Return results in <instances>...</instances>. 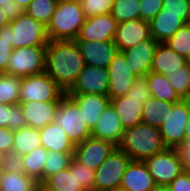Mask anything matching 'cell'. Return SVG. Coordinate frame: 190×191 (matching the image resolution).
Returning a JSON list of instances; mask_svg holds the SVG:
<instances>
[{"label": "cell", "mask_w": 190, "mask_h": 191, "mask_svg": "<svg viewBox=\"0 0 190 191\" xmlns=\"http://www.w3.org/2000/svg\"><path fill=\"white\" fill-rule=\"evenodd\" d=\"M145 78L148 82L151 97L170 103H177L182 100L179 94L168 83L165 75L150 72Z\"/></svg>", "instance_id": "27"}, {"label": "cell", "mask_w": 190, "mask_h": 191, "mask_svg": "<svg viewBox=\"0 0 190 191\" xmlns=\"http://www.w3.org/2000/svg\"><path fill=\"white\" fill-rule=\"evenodd\" d=\"M40 188V183L26 173H2L0 191H38Z\"/></svg>", "instance_id": "28"}, {"label": "cell", "mask_w": 190, "mask_h": 191, "mask_svg": "<svg viewBox=\"0 0 190 191\" xmlns=\"http://www.w3.org/2000/svg\"><path fill=\"white\" fill-rule=\"evenodd\" d=\"M185 141H190V111L189 116L187 118V126L185 129Z\"/></svg>", "instance_id": "51"}, {"label": "cell", "mask_w": 190, "mask_h": 191, "mask_svg": "<svg viewBox=\"0 0 190 191\" xmlns=\"http://www.w3.org/2000/svg\"><path fill=\"white\" fill-rule=\"evenodd\" d=\"M84 63L90 66L108 68L109 64L118 53V48L113 41L77 42Z\"/></svg>", "instance_id": "17"}, {"label": "cell", "mask_w": 190, "mask_h": 191, "mask_svg": "<svg viewBox=\"0 0 190 191\" xmlns=\"http://www.w3.org/2000/svg\"><path fill=\"white\" fill-rule=\"evenodd\" d=\"M109 74L107 68L86 65L66 94L108 95Z\"/></svg>", "instance_id": "11"}, {"label": "cell", "mask_w": 190, "mask_h": 191, "mask_svg": "<svg viewBox=\"0 0 190 191\" xmlns=\"http://www.w3.org/2000/svg\"><path fill=\"white\" fill-rule=\"evenodd\" d=\"M3 153L0 152V167H2Z\"/></svg>", "instance_id": "55"}, {"label": "cell", "mask_w": 190, "mask_h": 191, "mask_svg": "<svg viewBox=\"0 0 190 191\" xmlns=\"http://www.w3.org/2000/svg\"><path fill=\"white\" fill-rule=\"evenodd\" d=\"M153 191H169L167 187H161V186H158L156 187Z\"/></svg>", "instance_id": "54"}, {"label": "cell", "mask_w": 190, "mask_h": 191, "mask_svg": "<svg viewBox=\"0 0 190 191\" xmlns=\"http://www.w3.org/2000/svg\"><path fill=\"white\" fill-rule=\"evenodd\" d=\"M158 42L150 37L135 47L128 48L122 53L125 56L130 71L135 76H146L151 72L152 60L158 46Z\"/></svg>", "instance_id": "16"}, {"label": "cell", "mask_w": 190, "mask_h": 191, "mask_svg": "<svg viewBox=\"0 0 190 191\" xmlns=\"http://www.w3.org/2000/svg\"><path fill=\"white\" fill-rule=\"evenodd\" d=\"M178 151L183 161L184 171L190 173V141H185Z\"/></svg>", "instance_id": "48"}, {"label": "cell", "mask_w": 190, "mask_h": 191, "mask_svg": "<svg viewBox=\"0 0 190 191\" xmlns=\"http://www.w3.org/2000/svg\"><path fill=\"white\" fill-rule=\"evenodd\" d=\"M147 100L135 99L124 95L110 99V103L118 114L122 127L126 129L142 122L143 104Z\"/></svg>", "instance_id": "21"}, {"label": "cell", "mask_w": 190, "mask_h": 191, "mask_svg": "<svg viewBox=\"0 0 190 191\" xmlns=\"http://www.w3.org/2000/svg\"><path fill=\"white\" fill-rule=\"evenodd\" d=\"M163 7V0H140V19L150 22Z\"/></svg>", "instance_id": "44"}, {"label": "cell", "mask_w": 190, "mask_h": 191, "mask_svg": "<svg viewBox=\"0 0 190 191\" xmlns=\"http://www.w3.org/2000/svg\"><path fill=\"white\" fill-rule=\"evenodd\" d=\"M0 8L4 12L8 21L16 19L19 15L25 12V10L17 4L1 6Z\"/></svg>", "instance_id": "49"}, {"label": "cell", "mask_w": 190, "mask_h": 191, "mask_svg": "<svg viewBox=\"0 0 190 191\" xmlns=\"http://www.w3.org/2000/svg\"><path fill=\"white\" fill-rule=\"evenodd\" d=\"M26 126L20 104L7 105L0 103V127H8L13 131Z\"/></svg>", "instance_id": "33"}, {"label": "cell", "mask_w": 190, "mask_h": 191, "mask_svg": "<svg viewBox=\"0 0 190 191\" xmlns=\"http://www.w3.org/2000/svg\"><path fill=\"white\" fill-rule=\"evenodd\" d=\"M86 16L79 0H60L51 21L46 27L49 41L75 40Z\"/></svg>", "instance_id": "3"}, {"label": "cell", "mask_w": 190, "mask_h": 191, "mask_svg": "<svg viewBox=\"0 0 190 191\" xmlns=\"http://www.w3.org/2000/svg\"><path fill=\"white\" fill-rule=\"evenodd\" d=\"M74 153L48 152L43 168V182L58 171L68 168Z\"/></svg>", "instance_id": "37"}, {"label": "cell", "mask_w": 190, "mask_h": 191, "mask_svg": "<svg viewBox=\"0 0 190 191\" xmlns=\"http://www.w3.org/2000/svg\"><path fill=\"white\" fill-rule=\"evenodd\" d=\"M123 132L124 128L120 123L118 114L112 104L109 103L92 129L91 137L109 141L118 146L122 140Z\"/></svg>", "instance_id": "18"}, {"label": "cell", "mask_w": 190, "mask_h": 191, "mask_svg": "<svg viewBox=\"0 0 190 191\" xmlns=\"http://www.w3.org/2000/svg\"><path fill=\"white\" fill-rule=\"evenodd\" d=\"M40 186L43 191H84L75 178V158L68 168L50 175Z\"/></svg>", "instance_id": "26"}, {"label": "cell", "mask_w": 190, "mask_h": 191, "mask_svg": "<svg viewBox=\"0 0 190 191\" xmlns=\"http://www.w3.org/2000/svg\"><path fill=\"white\" fill-rule=\"evenodd\" d=\"M60 101H31L19 103L22 107L26 126L41 129L54 121Z\"/></svg>", "instance_id": "20"}, {"label": "cell", "mask_w": 190, "mask_h": 191, "mask_svg": "<svg viewBox=\"0 0 190 191\" xmlns=\"http://www.w3.org/2000/svg\"><path fill=\"white\" fill-rule=\"evenodd\" d=\"M117 147L133 161H144L168 148L164 143L160 128L142 122L124 129L122 140Z\"/></svg>", "instance_id": "2"}, {"label": "cell", "mask_w": 190, "mask_h": 191, "mask_svg": "<svg viewBox=\"0 0 190 191\" xmlns=\"http://www.w3.org/2000/svg\"><path fill=\"white\" fill-rule=\"evenodd\" d=\"M116 0H79L86 18L111 13Z\"/></svg>", "instance_id": "40"}, {"label": "cell", "mask_w": 190, "mask_h": 191, "mask_svg": "<svg viewBox=\"0 0 190 191\" xmlns=\"http://www.w3.org/2000/svg\"><path fill=\"white\" fill-rule=\"evenodd\" d=\"M107 70L109 74V99L124 96L130 90L136 76L130 71V66L122 52L118 51Z\"/></svg>", "instance_id": "14"}, {"label": "cell", "mask_w": 190, "mask_h": 191, "mask_svg": "<svg viewBox=\"0 0 190 191\" xmlns=\"http://www.w3.org/2000/svg\"><path fill=\"white\" fill-rule=\"evenodd\" d=\"M189 1L188 0H163L162 14L181 15V20L189 23Z\"/></svg>", "instance_id": "41"}, {"label": "cell", "mask_w": 190, "mask_h": 191, "mask_svg": "<svg viewBox=\"0 0 190 191\" xmlns=\"http://www.w3.org/2000/svg\"><path fill=\"white\" fill-rule=\"evenodd\" d=\"M17 4L14 0H0V7Z\"/></svg>", "instance_id": "53"}, {"label": "cell", "mask_w": 190, "mask_h": 191, "mask_svg": "<svg viewBox=\"0 0 190 191\" xmlns=\"http://www.w3.org/2000/svg\"><path fill=\"white\" fill-rule=\"evenodd\" d=\"M75 178L84 191H94L95 170L75 159Z\"/></svg>", "instance_id": "42"}, {"label": "cell", "mask_w": 190, "mask_h": 191, "mask_svg": "<svg viewBox=\"0 0 190 191\" xmlns=\"http://www.w3.org/2000/svg\"><path fill=\"white\" fill-rule=\"evenodd\" d=\"M117 24L111 13L86 18L75 41H113L116 35Z\"/></svg>", "instance_id": "12"}, {"label": "cell", "mask_w": 190, "mask_h": 191, "mask_svg": "<svg viewBox=\"0 0 190 191\" xmlns=\"http://www.w3.org/2000/svg\"><path fill=\"white\" fill-rule=\"evenodd\" d=\"M12 33H10L13 49L19 47L47 46L49 39L46 26L35 20L26 12L16 19L9 21Z\"/></svg>", "instance_id": "7"}, {"label": "cell", "mask_w": 190, "mask_h": 191, "mask_svg": "<svg viewBox=\"0 0 190 191\" xmlns=\"http://www.w3.org/2000/svg\"><path fill=\"white\" fill-rule=\"evenodd\" d=\"M80 107L87 122V126L92 131L99 116L110 103L108 95L100 94H67Z\"/></svg>", "instance_id": "22"}, {"label": "cell", "mask_w": 190, "mask_h": 191, "mask_svg": "<svg viewBox=\"0 0 190 191\" xmlns=\"http://www.w3.org/2000/svg\"><path fill=\"white\" fill-rule=\"evenodd\" d=\"M116 147L109 141L90 137L75 145L73 157L86 167L96 170Z\"/></svg>", "instance_id": "13"}, {"label": "cell", "mask_w": 190, "mask_h": 191, "mask_svg": "<svg viewBox=\"0 0 190 191\" xmlns=\"http://www.w3.org/2000/svg\"><path fill=\"white\" fill-rule=\"evenodd\" d=\"M166 80L182 99H190V64L166 75Z\"/></svg>", "instance_id": "36"}, {"label": "cell", "mask_w": 190, "mask_h": 191, "mask_svg": "<svg viewBox=\"0 0 190 191\" xmlns=\"http://www.w3.org/2000/svg\"><path fill=\"white\" fill-rule=\"evenodd\" d=\"M187 63L190 64V54H189L188 57H187Z\"/></svg>", "instance_id": "57"}, {"label": "cell", "mask_w": 190, "mask_h": 191, "mask_svg": "<svg viewBox=\"0 0 190 191\" xmlns=\"http://www.w3.org/2000/svg\"><path fill=\"white\" fill-rule=\"evenodd\" d=\"M2 173H3V168L0 167V181H1Z\"/></svg>", "instance_id": "56"}, {"label": "cell", "mask_w": 190, "mask_h": 191, "mask_svg": "<svg viewBox=\"0 0 190 191\" xmlns=\"http://www.w3.org/2000/svg\"><path fill=\"white\" fill-rule=\"evenodd\" d=\"M53 122L65 131L74 145L91 137V130L87 126L82 110L67 94L61 98Z\"/></svg>", "instance_id": "4"}, {"label": "cell", "mask_w": 190, "mask_h": 191, "mask_svg": "<svg viewBox=\"0 0 190 191\" xmlns=\"http://www.w3.org/2000/svg\"><path fill=\"white\" fill-rule=\"evenodd\" d=\"M166 187L169 191H190V173L183 171Z\"/></svg>", "instance_id": "46"}, {"label": "cell", "mask_w": 190, "mask_h": 191, "mask_svg": "<svg viewBox=\"0 0 190 191\" xmlns=\"http://www.w3.org/2000/svg\"><path fill=\"white\" fill-rule=\"evenodd\" d=\"M125 96L135 99H149L150 91L146 78L144 76H136L132 82L130 90L125 94Z\"/></svg>", "instance_id": "45"}, {"label": "cell", "mask_w": 190, "mask_h": 191, "mask_svg": "<svg viewBox=\"0 0 190 191\" xmlns=\"http://www.w3.org/2000/svg\"><path fill=\"white\" fill-rule=\"evenodd\" d=\"M85 66L75 40L49 41L46 48L45 72L67 92Z\"/></svg>", "instance_id": "1"}, {"label": "cell", "mask_w": 190, "mask_h": 191, "mask_svg": "<svg viewBox=\"0 0 190 191\" xmlns=\"http://www.w3.org/2000/svg\"><path fill=\"white\" fill-rule=\"evenodd\" d=\"M174 103L165 102L151 97L143 104L142 123L149 124L152 127L160 128L162 119L172 110Z\"/></svg>", "instance_id": "30"}, {"label": "cell", "mask_w": 190, "mask_h": 191, "mask_svg": "<svg viewBox=\"0 0 190 191\" xmlns=\"http://www.w3.org/2000/svg\"><path fill=\"white\" fill-rule=\"evenodd\" d=\"M164 44L187 59L190 54V24L181 27Z\"/></svg>", "instance_id": "38"}, {"label": "cell", "mask_w": 190, "mask_h": 191, "mask_svg": "<svg viewBox=\"0 0 190 191\" xmlns=\"http://www.w3.org/2000/svg\"><path fill=\"white\" fill-rule=\"evenodd\" d=\"M111 15L121 23L140 18V0H116Z\"/></svg>", "instance_id": "34"}, {"label": "cell", "mask_w": 190, "mask_h": 191, "mask_svg": "<svg viewBox=\"0 0 190 191\" xmlns=\"http://www.w3.org/2000/svg\"><path fill=\"white\" fill-rule=\"evenodd\" d=\"M58 1L56 0H33L25 12L35 20L47 27L55 12Z\"/></svg>", "instance_id": "35"}, {"label": "cell", "mask_w": 190, "mask_h": 191, "mask_svg": "<svg viewBox=\"0 0 190 191\" xmlns=\"http://www.w3.org/2000/svg\"><path fill=\"white\" fill-rule=\"evenodd\" d=\"M190 111V99L174 103L162 119L160 132L168 148L178 149L185 142V129Z\"/></svg>", "instance_id": "10"}, {"label": "cell", "mask_w": 190, "mask_h": 191, "mask_svg": "<svg viewBox=\"0 0 190 191\" xmlns=\"http://www.w3.org/2000/svg\"><path fill=\"white\" fill-rule=\"evenodd\" d=\"M41 145L48 151L74 153L75 145L55 122L39 129Z\"/></svg>", "instance_id": "23"}, {"label": "cell", "mask_w": 190, "mask_h": 191, "mask_svg": "<svg viewBox=\"0 0 190 191\" xmlns=\"http://www.w3.org/2000/svg\"><path fill=\"white\" fill-rule=\"evenodd\" d=\"M48 150L40 146L30 153L22 156L24 162V172L28 176L35 178L40 185L43 183V168L48 156Z\"/></svg>", "instance_id": "31"}, {"label": "cell", "mask_w": 190, "mask_h": 191, "mask_svg": "<svg viewBox=\"0 0 190 191\" xmlns=\"http://www.w3.org/2000/svg\"><path fill=\"white\" fill-rule=\"evenodd\" d=\"M17 5L21 6L24 10L29 6L33 0H14Z\"/></svg>", "instance_id": "52"}, {"label": "cell", "mask_w": 190, "mask_h": 191, "mask_svg": "<svg viewBox=\"0 0 190 191\" xmlns=\"http://www.w3.org/2000/svg\"><path fill=\"white\" fill-rule=\"evenodd\" d=\"M10 33H12L10 25H5L0 30V74L6 72V68L13 51V43L11 42Z\"/></svg>", "instance_id": "39"}, {"label": "cell", "mask_w": 190, "mask_h": 191, "mask_svg": "<svg viewBox=\"0 0 190 191\" xmlns=\"http://www.w3.org/2000/svg\"><path fill=\"white\" fill-rule=\"evenodd\" d=\"M3 171L22 174L24 172V162L22 156L11 150L10 152L3 153L2 160Z\"/></svg>", "instance_id": "43"}, {"label": "cell", "mask_w": 190, "mask_h": 191, "mask_svg": "<svg viewBox=\"0 0 190 191\" xmlns=\"http://www.w3.org/2000/svg\"><path fill=\"white\" fill-rule=\"evenodd\" d=\"M21 78L9 74H0V103L19 104Z\"/></svg>", "instance_id": "32"}, {"label": "cell", "mask_w": 190, "mask_h": 191, "mask_svg": "<svg viewBox=\"0 0 190 191\" xmlns=\"http://www.w3.org/2000/svg\"><path fill=\"white\" fill-rule=\"evenodd\" d=\"M150 37L149 22L139 18L118 23L114 42L118 51L122 52Z\"/></svg>", "instance_id": "15"}, {"label": "cell", "mask_w": 190, "mask_h": 191, "mask_svg": "<svg viewBox=\"0 0 190 191\" xmlns=\"http://www.w3.org/2000/svg\"><path fill=\"white\" fill-rule=\"evenodd\" d=\"M47 46L13 49L5 74L26 77L45 72Z\"/></svg>", "instance_id": "8"}, {"label": "cell", "mask_w": 190, "mask_h": 191, "mask_svg": "<svg viewBox=\"0 0 190 191\" xmlns=\"http://www.w3.org/2000/svg\"><path fill=\"white\" fill-rule=\"evenodd\" d=\"M42 146L38 128L25 126L14 131L12 150L24 156L34 149Z\"/></svg>", "instance_id": "29"}, {"label": "cell", "mask_w": 190, "mask_h": 191, "mask_svg": "<svg viewBox=\"0 0 190 191\" xmlns=\"http://www.w3.org/2000/svg\"><path fill=\"white\" fill-rule=\"evenodd\" d=\"M187 64V59L164 43H159L152 60L151 72L168 75L175 72Z\"/></svg>", "instance_id": "24"}, {"label": "cell", "mask_w": 190, "mask_h": 191, "mask_svg": "<svg viewBox=\"0 0 190 191\" xmlns=\"http://www.w3.org/2000/svg\"><path fill=\"white\" fill-rule=\"evenodd\" d=\"M156 187L144 161L131 160L125 169L120 191H153Z\"/></svg>", "instance_id": "19"}, {"label": "cell", "mask_w": 190, "mask_h": 191, "mask_svg": "<svg viewBox=\"0 0 190 191\" xmlns=\"http://www.w3.org/2000/svg\"><path fill=\"white\" fill-rule=\"evenodd\" d=\"M131 158L116 147L95 170L94 191H117Z\"/></svg>", "instance_id": "6"}, {"label": "cell", "mask_w": 190, "mask_h": 191, "mask_svg": "<svg viewBox=\"0 0 190 191\" xmlns=\"http://www.w3.org/2000/svg\"><path fill=\"white\" fill-rule=\"evenodd\" d=\"M157 186L166 187L183 171L178 149L166 148L144 160Z\"/></svg>", "instance_id": "9"}, {"label": "cell", "mask_w": 190, "mask_h": 191, "mask_svg": "<svg viewBox=\"0 0 190 191\" xmlns=\"http://www.w3.org/2000/svg\"><path fill=\"white\" fill-rule=\"evenodd\" d=\"M186 23L181 15L162 14L155 16L150 22V34L158 43H165Z\"/></svg>", "instance_id": "25"}, {"label": "cell", "mask_w": 190, "mask_h": 191, "mask_svg": "<svg viewBox=\"0 0 190 191\" xmlns=\"http://www.w3.org/2000/svg\"><path fill=\"white\" fill-rule=\"evenodd\" d=\"M189 1V6H190V0ZM189 24H190V9H189Z\"/></svg>", "instance_id": "58"}, {"label": "cell", "mask_w": 190, "mask_h": 191, "mask_svg": "<svg viewBox=\"0 0 190 191\" xmlns=\"http://www.w3.org/2000/svg\"><path fill=\"white\" fill-rule=\"evenodd\" d=\"M14 131L8 127H0V152L7 153L12 150Z\"/></svg>", "instance_id": "47"}, {"label": "cell", "mask_w": 190, "mask_h": 191, "mask_svg": "<svg viewBox=\"0 0 190 191\" xmlns=\"http://www.w3.org/2000/svg\"><path fill=\"white\" fill-rule=\"evenodd\" d=\"M66 92L46 73L21 78L19 103L60 101Z\"/></svg>", "instance_id": "5"}, {"label": "cell", "mask_w": 190, "mask_h": 191, "mask_svg": "<svg viewBox=\"0 0 190 191\" xmlns=\"http://www.w3.org/2000/svg\"><path fill=\"white\" fill-rule=\"evenodd\" d=\"M9 23L4 12L0 8V30Z\"/></svg>", "instance_id": "50"}]
</instances>
